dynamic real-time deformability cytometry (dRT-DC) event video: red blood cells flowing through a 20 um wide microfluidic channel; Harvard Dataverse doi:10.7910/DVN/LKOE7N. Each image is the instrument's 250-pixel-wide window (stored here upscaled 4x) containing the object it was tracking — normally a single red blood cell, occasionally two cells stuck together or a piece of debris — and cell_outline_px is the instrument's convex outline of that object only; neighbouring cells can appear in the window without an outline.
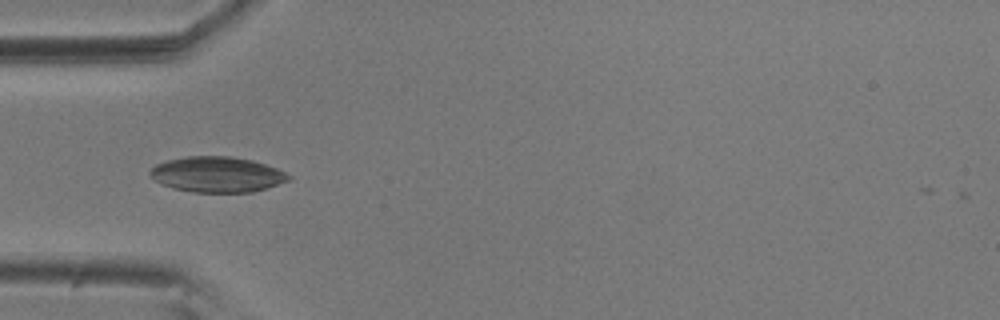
{"species": "common noctule bat (a hibernating species)", "species_latin": "Nyctalus noctula", "temperature_condition": "room temperature", "stored_images_in_passage": 39, "camera_frame_rate_fps": 3000, "um_per_image_px": 0.085, "animal": {"sex": "male", "body_mass_g": 20.5, "forearm_length_mm": 52.5}, "frame": {"image": 1, "passage_image": 1, "time_ms": 0.0, "image_size_px": [1000, 320], "cell_outline_px": [[292, 176], [288, 180], [268, 188], [252, 192], [192, 192], [172, 188], [156, 180], [148, 172], [156, 164], [168, 160], [188, 156], [228, 156], [252, 160], [276, 168]], "centroid_in_image_um": [18.46, 14.83], "position_along_channel_um": 66.5, "area_um2": 28.44}}
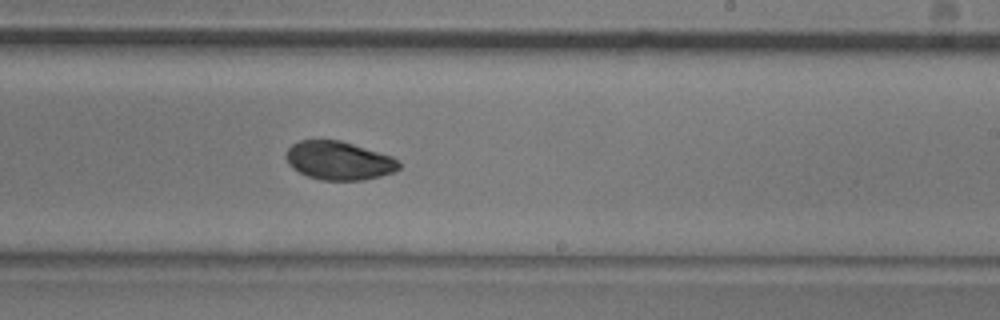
{"frame": {"image": 2, "passage_image": 17, "time_ms": 5.333, "image_size_px": [1000, 320], "cell_outline_px": [[400, 168], [392, 172], [380, 176], [364, 180], [320, 180], [308, 176], [292, 168], [288, 164], [284, 156], [288, 148], [292, 144], [300, 140], [340, 140], [392, 156], [400, 160]], "centroid_in_image_um": [28.79, 13.65], "position_along_channel_um": 260.2, "area_um2": 25.43}}
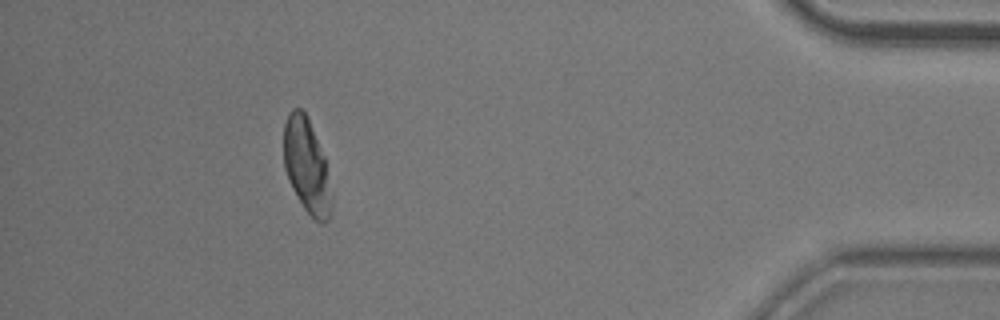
{"frame": {"image": 3, "passage_image": 34, "time_ms": 11.0, "image_size_px": [1000, 320], "cell_outline_px": [[332, 204], [328, 220], [324, 224], [320, 224], [304, 208], [292, 188], [288, 180], [284, 168], [284, 124], [288, 112], [292, 108], [300, 108], [308, 116], [324, 156]], "centroid_in_image_um": [26.04, 14.08], "position_along_channel_um": 409.2, "area_um2": 26.07}, "authors_computed_cell_mechanics": {"area_um2": 26.4724, "velocity_mm_per_s": 3.6152, "shape_relaxation_time_tau1_ms": 2.269, "shape_relaxation_time_tau2_ms": 2.7141, "deformation_change_tau1": 0.1022, "deformation_change_tau2": 0.0261}}